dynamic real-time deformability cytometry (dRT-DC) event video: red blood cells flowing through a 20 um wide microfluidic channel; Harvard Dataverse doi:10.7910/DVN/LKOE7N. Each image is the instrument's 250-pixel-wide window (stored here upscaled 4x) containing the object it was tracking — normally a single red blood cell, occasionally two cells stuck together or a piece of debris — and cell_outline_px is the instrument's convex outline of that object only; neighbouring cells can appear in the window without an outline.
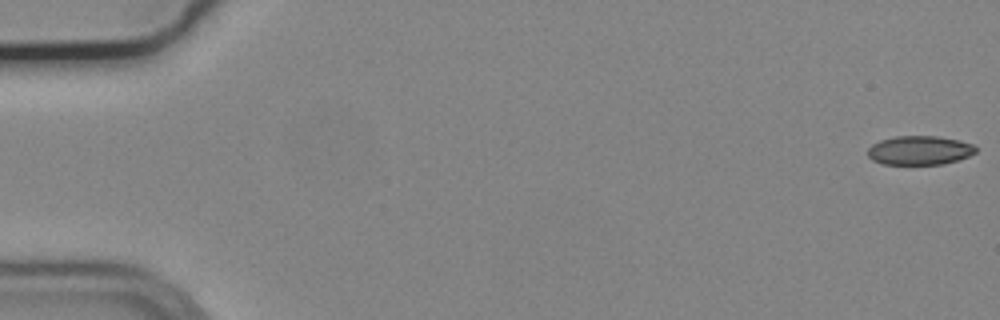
{"species": "common noctule bat (a hibernating species)", "species_latin": "Nyctalus noctula", "temperature_condition": "cold", "stored_images_in_passage": 55, "camera_frame_rate_fps": 3000, "um_per_image_px": 0.085, "animal": {"sex": "male", "body_mass_g": 19.2, "forearm_length_mm": 51.8}, "frame": {"image": 1, "passage_image": 1, "time_ms": 0.0, "image_size_px": [1000, 320], "cell_outline_px": [[976, 152], [968, 156], [944, 164], [884, 164], [872, 160], [868, 156], [868, 148], [872, 144], [880, 140], [896, 136], [936, 136], [960, 140], [972, 144], [976, 148]], "centroid_in_image_um": [78.15, 12.77], "position_along_channel_um": 6.9, "area_um2": 18.21}}
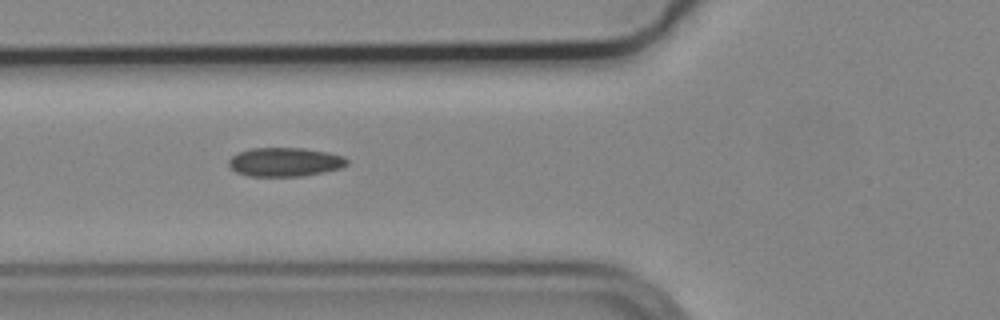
{"frame": {"image": 2, "passage_image": 21, "time_ms": 6.667, "image_size_px": [1000, 320], "cell_outline_px": [[348, 164], [340, 168], [324, 172], [304, 176], [248, 176], [236, 172], [228, 164], [228, 160], [232, 156], [240, 152], [252, 148], [304, 148], [328, 152], [344, 156], [348, 160]], "centroid_in_image_um": [24.24, 13.77], "position_along_channel_um": 101.6, "area_um2": 19.94}}
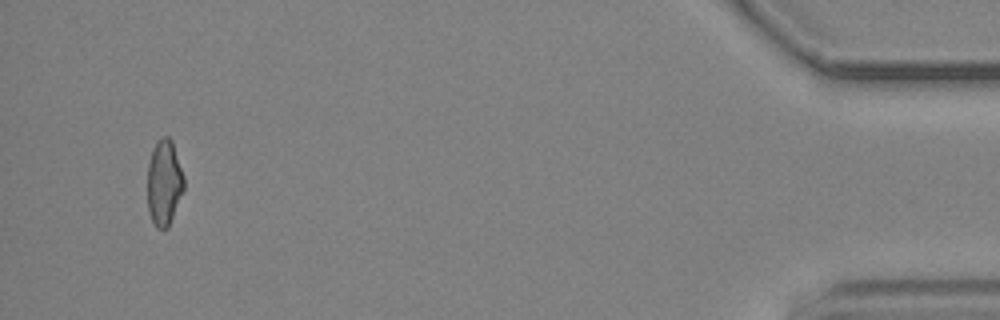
{"frame": {"image": 3, "passage_image": 53, "time_ms": 17.333, "image_size_px": [1000, 320], "cell_outline_px": [[184, 188], [168, 228], [156, 228], [152, 220], [148, 208], [148, 164], [152, 148], [160, 136], [168, 136], [172, 140], [184, 176]], "centroid_in_image_um": [13.95, 15.49], "position_along_channel_um": 421.2, "area_um2": 18.21}, "authors_computed_cell_mechanics": {"area_um2": 19.2474, "velocity_mm_per_s": 3.7448, "shape_relaxation_time_tau1_ms": null, "shape_relaxation_time_tau2_ms": 3.5156, "deformation_change_tau1": null, "deformation_change_tau2": 0.1043}}